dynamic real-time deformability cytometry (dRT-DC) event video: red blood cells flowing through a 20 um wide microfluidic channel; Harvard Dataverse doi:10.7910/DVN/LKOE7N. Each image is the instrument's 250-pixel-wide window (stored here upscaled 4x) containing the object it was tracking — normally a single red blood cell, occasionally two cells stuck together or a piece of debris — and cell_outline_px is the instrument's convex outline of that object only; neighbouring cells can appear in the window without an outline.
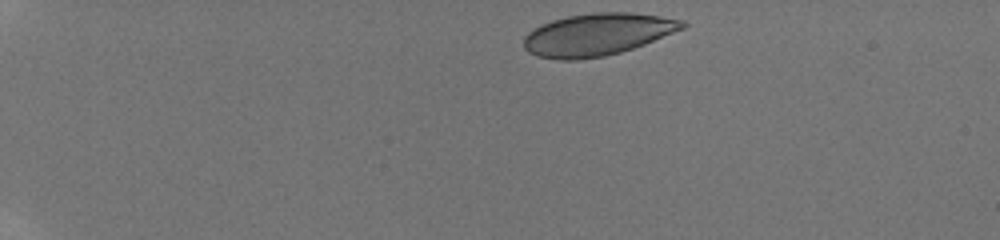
{"species": "human", "species_latin": "Homo sapiens", "temperature_condition": "room temperature", "stored_images_in_passage": 5, "camera_frame_rate_fps": 3000, "um_per_image_px": 0.085, "donor": {"sex": "male"}, "frame": {"image": 1, "passage_image": 1, "time_ms": 0.0, "image_size_px": [1000, 240], "cell_outline_px": [[688, 24], [684, 28], [644, 44], [620, 52], [604, 56], [576, 60], [560, 60], [536, 56], [528, 52], [524, 48], [524, 36], [528, 32], [552, 20], [568, 16], [596, 12], [632, 12], [660, 16], [684, 20]], "centroid_in_image_um": [50.78, 2.93], "position_along_channel_um": 34.2, "area_um2": 38.9}}
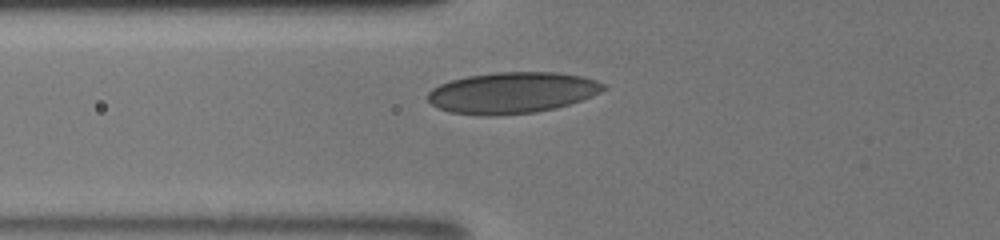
{"frame": {"image": 2, "passage_image": 5, "time_ms": 3.667, "image_size_px": [1000, 240], "cell_outline_px": [[608, 88], [592, 96], [556, 108], [536, 112], [496, 116], [480, 116], [448, 112], [436, 108], [428, 100], [428, 92], [432, 88], [440, 84], [452, 80], [468, 76], [496, 72], [556, 72], [584, 76], [608, 84]], "centroid_in_image_um": [43.54, 7.89], "position_along_channel_um": 82.3, "area_um2": 42.6}}